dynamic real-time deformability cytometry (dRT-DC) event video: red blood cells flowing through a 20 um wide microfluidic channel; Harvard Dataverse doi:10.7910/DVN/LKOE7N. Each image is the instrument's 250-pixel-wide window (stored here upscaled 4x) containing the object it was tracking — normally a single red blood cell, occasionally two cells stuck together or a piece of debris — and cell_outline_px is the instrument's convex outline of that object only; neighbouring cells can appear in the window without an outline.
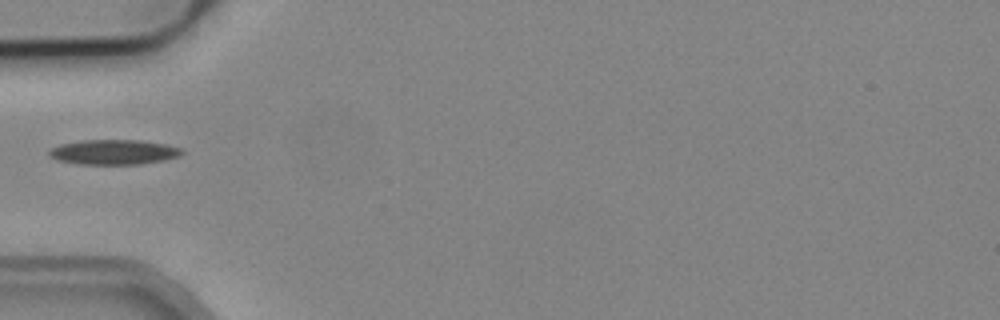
{"species": "common noctule bat (a hibernating species)", "species_latin": "Nyctalus noctula", "temperature_condition": "cold", "stored_images_in_passage": 1, "camera_frame_rate_fps": 3000, "um_per_image_px": 0.085, "animal": {"sex": "male", "body_mass_g": 19.2, "forearm_length_mm": 51.8}, "frame": {"image": 1, "passage_image": 1, "time_ms": 0.0, "image_size_px": [1000, 320], "cell_outline_px": [[184, 152], [180, 156], [164, 160], [140, 164], [76, 164], [56, 160], [48, 156], [48, 152], [52, 148], [60, 144], [80, 140], [144, 140], [168, 144], [180, 148]], "centroid_in_image_um": [9.66, 12.92], "position_along_channel_um": 75.3, "area_um2": 19.54}}